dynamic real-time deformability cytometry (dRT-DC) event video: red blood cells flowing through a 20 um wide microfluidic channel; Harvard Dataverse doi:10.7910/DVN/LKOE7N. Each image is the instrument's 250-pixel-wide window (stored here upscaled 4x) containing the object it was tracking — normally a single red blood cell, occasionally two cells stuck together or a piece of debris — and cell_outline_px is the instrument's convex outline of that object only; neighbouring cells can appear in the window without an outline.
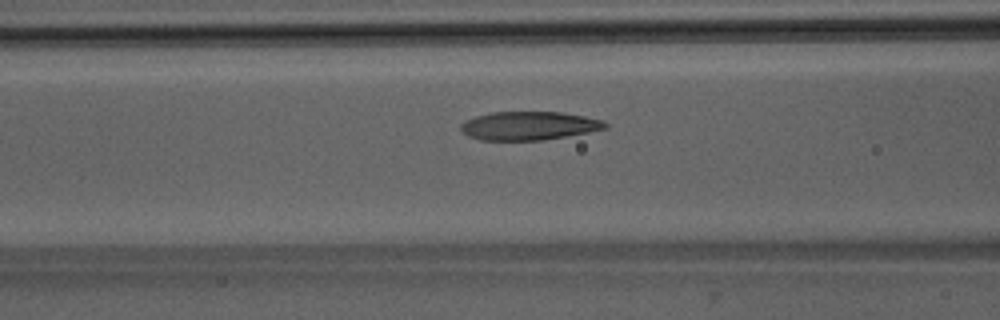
{"species": "Egyptian fruit bat (a non-hibernating species)", "species_latin": "Rousettus aegyptiacus", "temperature_condition": "room temperature", "stored_images_in_passage": 47, "camera_frame_rate_fps": 3000, "um_per_image_px": 0.085, "animal": {"sex": "male"}, "frame": {"image": 1, "passage_image": 17, "time_ms": 5.333, "image_size_px": [1000, 320], "cell_outline_px": [[608, 128], [588, 132], [540, 140], [480, 140], [468, 136], [460, 128], [460, 124], [476, 116], [492, 112], [560, 112], [584, 116], [604, 120], [608, 124]], "centroid_in_image_um": [44.97, 10.68], "position_along_channel_um": 121.6, "area_um2": 23.81}}
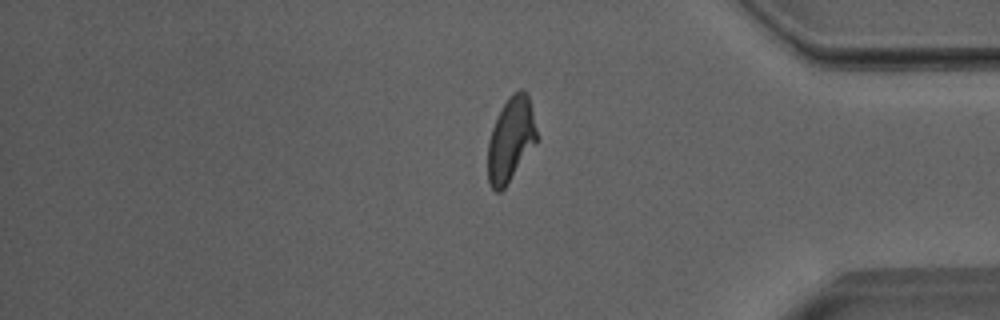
{"frame": {"image": 2, "passage_image": 39, "time_ms": 12.667, "image_size_px": [1000, 320], "cell_outline_px": [[536, 144], [504, 188], [500, 192], [496, 192], [488, 184], [488, 140], [492, 128], [508, 96], [512, 92], [520, 88], [528, 92], [536, 128]], "centroid_in_image_um": [43.41, 11.84], "position_along_channel_um": 391.8, "area_um2": 23.99}}
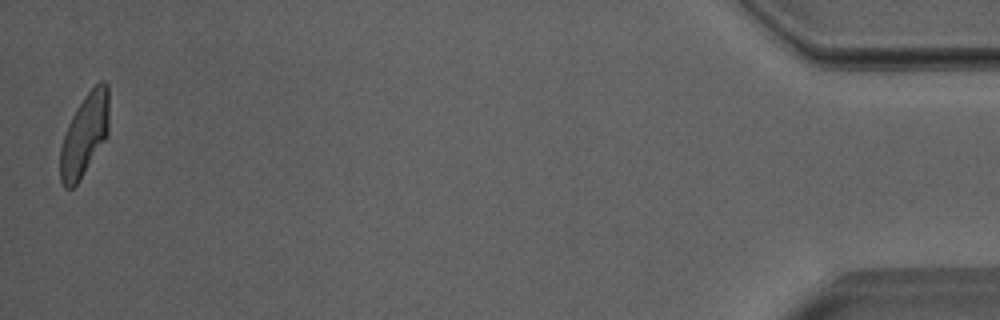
{"frame": {"image": 3, "passage_image": 47, "time_ms": 15.333, "image_size_px": [1000, 320], "cell_outline_px": [[108, 136], [80, 180], [72, 188], [64, 188], [60, 180], [60, 148], [68, 124], [76, 108], [84, 96], [100, 80], [104, 80], [108, 84]], "centroid_in_image_um": [7.19, 11.47], "position_along_channel_um": 428.0, "area_um2": 23.47}, "authors_computed_cell_mechanics": {"area_um2": 24.565, "velocity_mm_per_s": 3.9848, "shape_relaxation_time_tau1_ms": 4.9542, "shape_relaxation_time_tau2_ms": 1.5479, "deformation_change_tau1": 0.1891, "deformation_change_tau2": 0.0887}}